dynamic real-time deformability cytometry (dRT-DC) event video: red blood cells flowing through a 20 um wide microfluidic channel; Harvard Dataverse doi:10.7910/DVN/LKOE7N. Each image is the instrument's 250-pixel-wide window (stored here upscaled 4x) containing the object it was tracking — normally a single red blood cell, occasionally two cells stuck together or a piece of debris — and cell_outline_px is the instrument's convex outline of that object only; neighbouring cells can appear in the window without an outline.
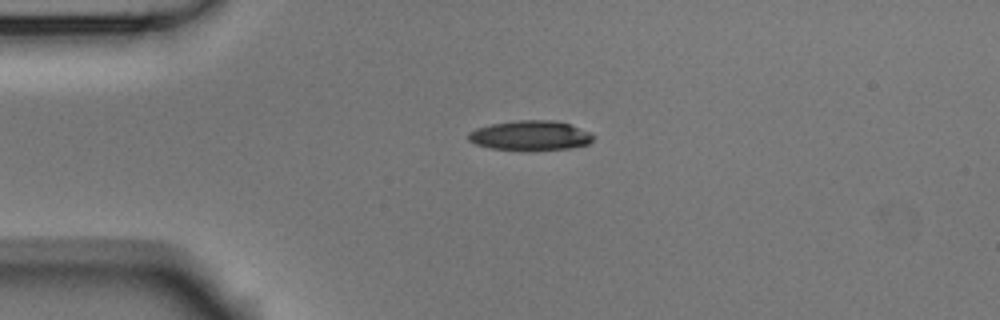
{"species": "Egyptian fruit bat (a non-hibernating species)", "species_latin": "Rousettus aegyptiacus", "temperature_condition": "room temperature", "stored_images_in_passage": 2, "camera_frame_rate_fps": 3000, "um_per_image_px": 0.085, "animal": {"sex": "male"}, "frame": {"image": 1, "passage_image": 1, "time_ms": 0.0, "image_size_px": [1000, 320], "cell_outline_px": [[596, 136], [588, 144], [568, 148], [492, 148], [476, 144], [468, 140], [468, 132], [476, 128], [492, 124], [516, 120], [556, 120], [592, 132]], "centroid_in_image_um": [45.1, 11.47], "position_along_channel_um": 39.9, "area_um2": 20.98}}